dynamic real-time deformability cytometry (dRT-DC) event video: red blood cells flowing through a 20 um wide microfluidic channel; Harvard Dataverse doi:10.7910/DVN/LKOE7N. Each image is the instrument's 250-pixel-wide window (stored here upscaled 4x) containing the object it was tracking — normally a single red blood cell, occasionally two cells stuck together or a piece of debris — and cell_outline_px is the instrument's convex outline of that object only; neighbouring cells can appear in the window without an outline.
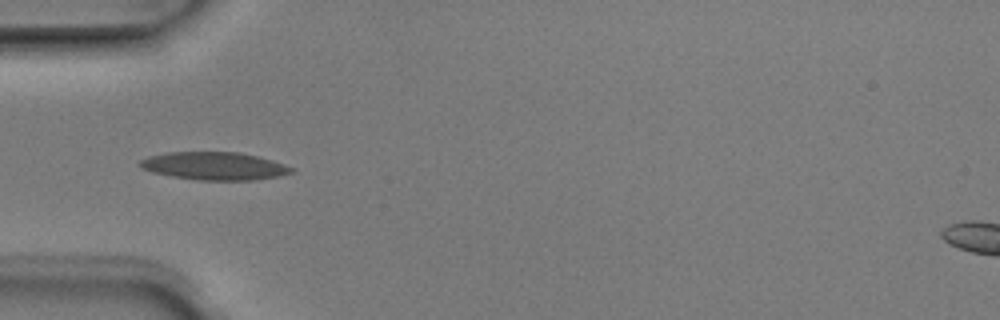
{"species": "Egyptian fruit bat (a non-hibernating species)", "species_latin": "Rousettus aegyptiacus", "temperature_condition": "room temperature", "stored_images_in_passage": 7, "camera_frame_rate_fps": 3000, "um_per_image_px": 0.085, "animal": {"sex": "male"}, "frame": {"image": 1, "passage_image": 4, "time_ms": 1.0, "image_size_px": [1000, 320], "cell_outline_px": [[296, 172], [256, 180], [196, 180], [172, 176], [152, 172], [140, 168], [136, 164], [140, 160], [148, 156], [168, 152], [240, 152], [272, 160], [296, 168]], "centroid_in_image_um": [18.21, 14.11], "position_along_channel_um": 66.8, "area_um2": 24.8}}
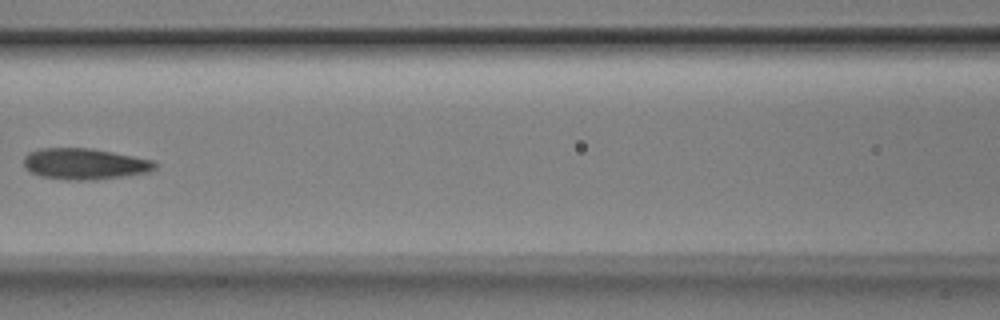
{"frame": {"image": 2, "passage_image": 6, "time_ms": 1.667, "image_size_px": [1000, 320], "cell_outline_px": [[156, 168], [152, 172], [96, 180], [68, 180], [40, 176], [32, 172], [24, 164], [24, 156], [28, 152], [40, 148], [92, 148], [152, 160], [156, 164]], "centroid_in_image_um": [7.21, 13.93], "position_along_channel_um": 159.4, "area_um2": 23.81}}
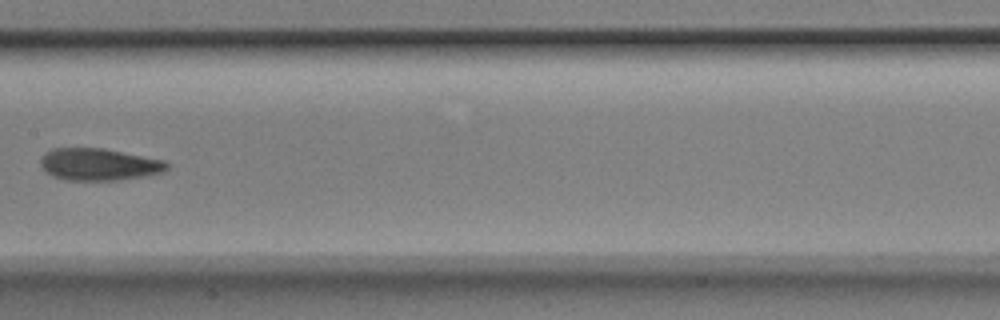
{"frame": {"image": 3, "passage_image": 7, "time_ms": 2.0, "image_size_px": [1000, 320], "cell_outline_px": [[168, 168], [164, 172], [120, 180], [64, 180], [52, 176], [40, 164], [40, 156], [44, 152], [52, 148], [104, 148], [164, 160], [168, 164]], "centroid_in_image_um": [8.38, 13.97], "position_along_channel_um": 199.0, "area_um2": 23.7}}